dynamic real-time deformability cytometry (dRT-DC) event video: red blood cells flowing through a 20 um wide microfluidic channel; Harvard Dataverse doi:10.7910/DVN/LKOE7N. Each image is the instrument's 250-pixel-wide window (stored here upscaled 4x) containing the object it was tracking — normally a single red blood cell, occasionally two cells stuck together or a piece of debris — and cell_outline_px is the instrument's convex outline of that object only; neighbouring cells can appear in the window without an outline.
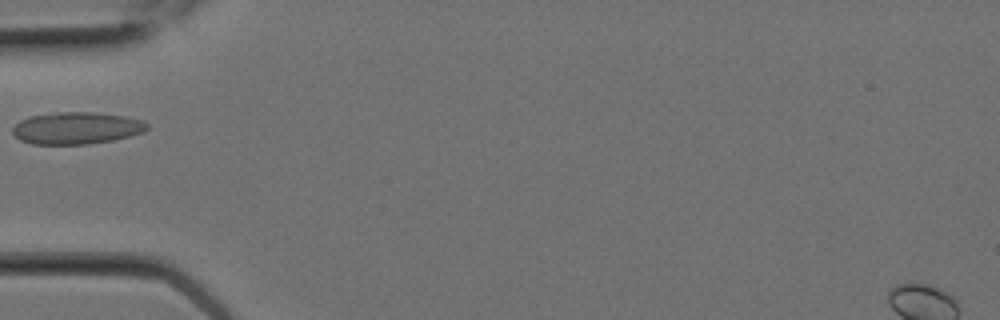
{"species": "Egyptian fruit bat (a non-hibernating species)", "species_latin": "Rousettus aegyptiacus", "temperature_condition": "room temperature", "stored_images_in_passage": 6, "camera_frame_rate_fps": 3000, "um_per_image_px": 0.085, "animal": {"sex": "female"}, "frame": {"image": 1, "passage_image": 3, "time_ms": 0.667, "image_size_px": [1000, 320], "cell_outline_px": [[148, 128], [144, 132], [112, 140], [88, 144], [32, 144], [20, 140], [12, 132], [12, 128], [20, 120], [28, 116], [56, 112], [92, 112], [124, 116], [140, 120], [148, 124]], "centroid_in_image_um": [6.47, 10.88], "position_along_channel_um": 78.5, "area_um2": 25.03}}
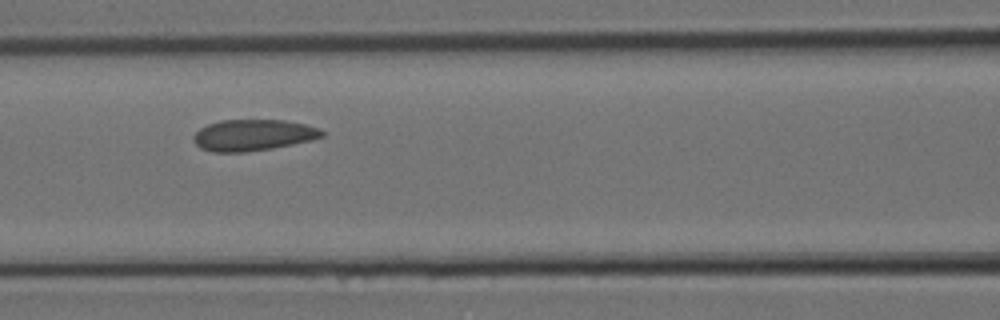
{"frame": {"image": 2, "passage_image": 5, "time_ms": 1.333, "image_size_px": [1000, 320], "cell_outline_px": [[328, 132], [324, 136], [312, 140], [272, 148], [248, 152], [212, 152], [200, 148], [192, 140], [192, 136], [200, 128], [208, 124], [220, 120], [284, 120], [304, 124], [320, 128]], "centroid_in_image_um": [21.52, 11.48], "position_along_channel_um": 145.1, "area_um2": 23.64}}
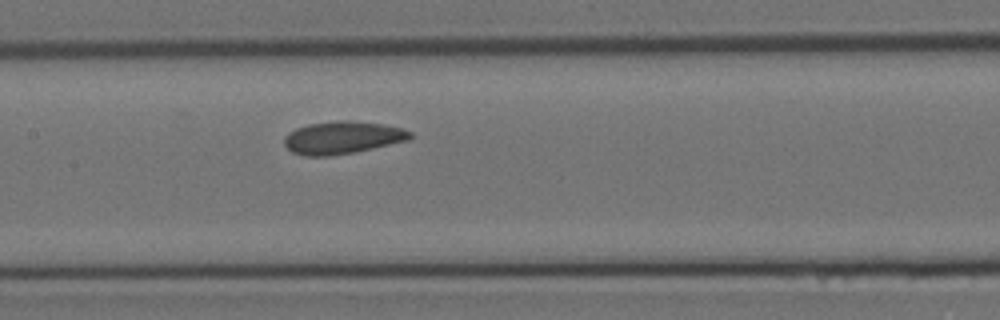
{"frame": {"image": 3, "passage_image": 6, "time_ms": 1.667, "image_size_px": [1000, 320], "cell_outline_px": [[412, 136], [408, 140], [372, 148], [352, 152], [328, 156], [304, 156], [292, 152], [284, 144], [284, 136], [288, 132], [296, 128], [308, 124], [336, 120], [348, 120], [380, 124], [400, 128], [412, 132]], "centroid_in_image_um": [29.05, 11.69], "position_along_channel_um": 178.4, "area_um2": 23.7}}